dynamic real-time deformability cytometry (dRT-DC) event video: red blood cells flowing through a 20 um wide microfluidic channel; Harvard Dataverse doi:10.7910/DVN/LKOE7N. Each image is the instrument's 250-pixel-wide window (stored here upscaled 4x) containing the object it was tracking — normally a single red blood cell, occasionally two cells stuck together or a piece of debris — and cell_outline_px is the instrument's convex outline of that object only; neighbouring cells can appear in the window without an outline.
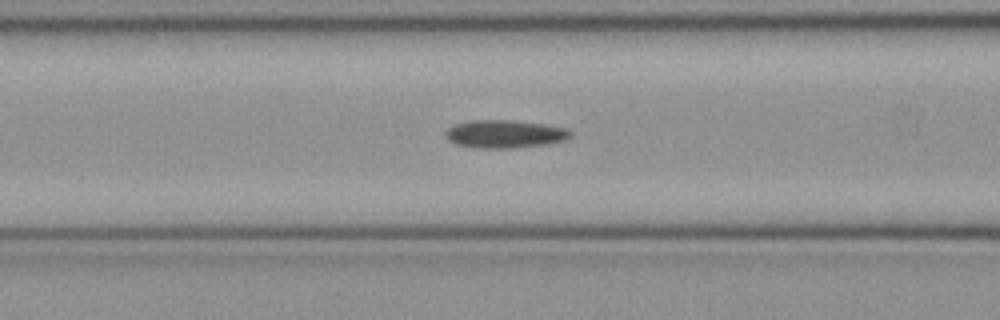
{"species": "common noctule bat (a hibernating species)", "species_latin": "Nyctalus noctula", "temperature_condition": "cold", "stored_images_in_passage": 47, "camera_frame_rate_fps": 3000, "um_per_image_px": 0.085, "animal": {"sex": "female", "body_mass_g": 21.9}, "frame": {"image": 1, "passage_image": 20, "time_ms": 6.333, "image_size_px": [1000, 320], "cell_outline_px": [[572, 136], [568, 140], [548, 144], [512, 148], [476, 148], [456, 144], [448, 140], [444, 136], [444, 132], [452, 124], [468, 120], [512, 120], [544, 124], [568, 128], [572, 132]], "centroid_in_image_um": [42.9, 11.38], "position_along_channel_um": 123.7, "area_um2": 20.81}}
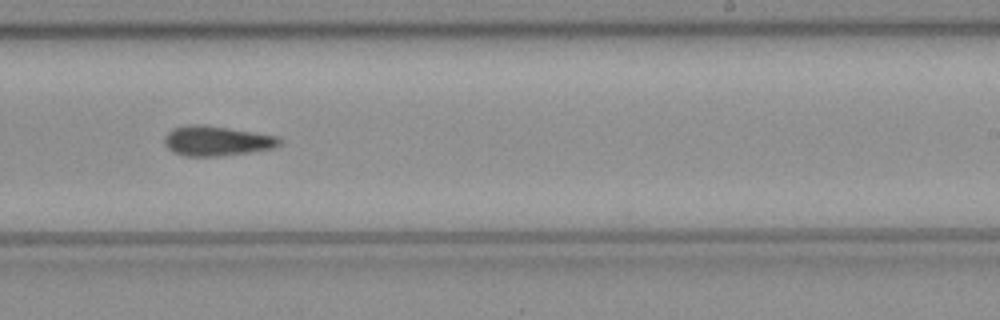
{"frame": {"image": 2, "passage_image": 31, "time_ms": 10.0, "image_size_px": [1000, 320], "cell_outline_px": [[280, 144], [272, 148], [248, 152], [220, 156], [184, 156], [172, 152], [164, 144], [164, 136], [172, 128], [188, 124], [196, 124], [228, 128], [276, 136], [280, 140]], "centroid_in_image_um": [18.33, 11.98], "position_along_channel_um": 270.7, "area_um2": 19.83}}
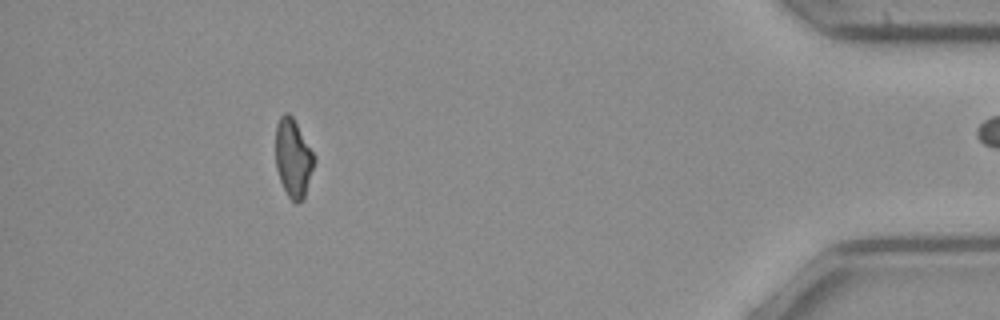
{"frame": {"image": 3, "passage_image": 46, "time_ms": 15.0, "image_size_px": [1000, 320], "cell_outline_px": [[316, 160], [304, 200], [296, 204], [288, 196], [280, 180], [276, 168], [276, 124], [280, 116], [284, 112], [288, 112], [292, 116], [316, 156]], "centroid_in_image_um": [24.94, 13.45], "position_along_channel_um": 410.3, "area_um2": 17.86}}